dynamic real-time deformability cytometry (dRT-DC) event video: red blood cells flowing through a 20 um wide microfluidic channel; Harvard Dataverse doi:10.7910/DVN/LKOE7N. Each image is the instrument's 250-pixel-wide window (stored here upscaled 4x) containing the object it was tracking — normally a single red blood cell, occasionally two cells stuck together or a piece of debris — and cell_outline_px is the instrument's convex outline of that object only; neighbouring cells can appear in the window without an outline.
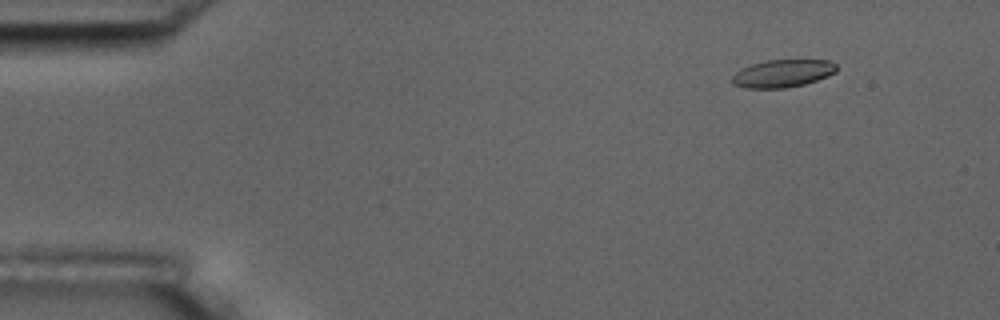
{"species": "common noctule bat (a hibernating species)", "species_latin": "Nyctalus noctula", "temperature_condition": "room temperature", "stored_images_in_passage": 4, "camera_frame_rate_fps": 3000, "um_per_image_px": 0.085, "animal": {"sex": "male", "body_mass_g": 17.5, "forearm_length_mm": 52.3}, "frame": {"image": 1, "passage_image": 2, "time_ms": 1.0, "image_size_px": [1000, 320], "cell_outline_px": [[836, 72], [828, 76], [804, 84], [784, 88], [744, 88], [732, 84], [732, 76], [736, 72], [752, 64], [768, 60], [828, 60], [836, 64]], "centroid_in_image_um": [66.52, 6.25], "position_along_channel_um": 18.5, "area_um2": 16.7}}
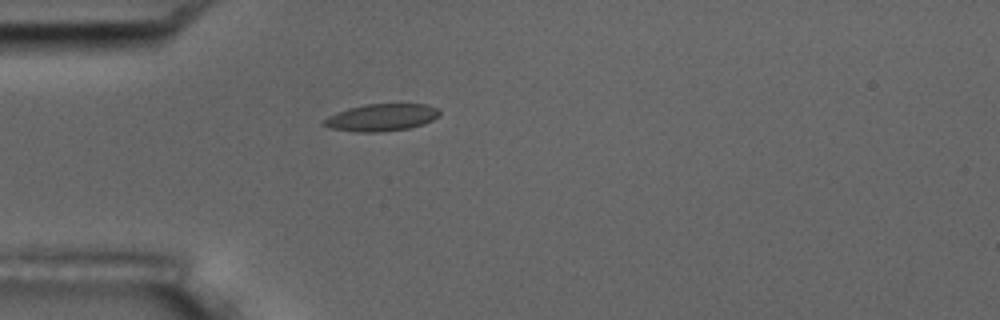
{"frame": {"image": 2, "passage_image": 4, "time_ms": 4.333, "image_size_px": [1000, 320], "cell_outline_px": [[440, 116], [424, 124], [408, 128], [380, 132], [356, 132], [332, 128], [320, 124], [328, 116], [336, 112], [348, 108], [364, 104], [428, 104], [440, 108]], "centroid_in_image_um": [32.45, 9.97], "position_along_channel_um": 52.6, "area_um2": 18.5}}